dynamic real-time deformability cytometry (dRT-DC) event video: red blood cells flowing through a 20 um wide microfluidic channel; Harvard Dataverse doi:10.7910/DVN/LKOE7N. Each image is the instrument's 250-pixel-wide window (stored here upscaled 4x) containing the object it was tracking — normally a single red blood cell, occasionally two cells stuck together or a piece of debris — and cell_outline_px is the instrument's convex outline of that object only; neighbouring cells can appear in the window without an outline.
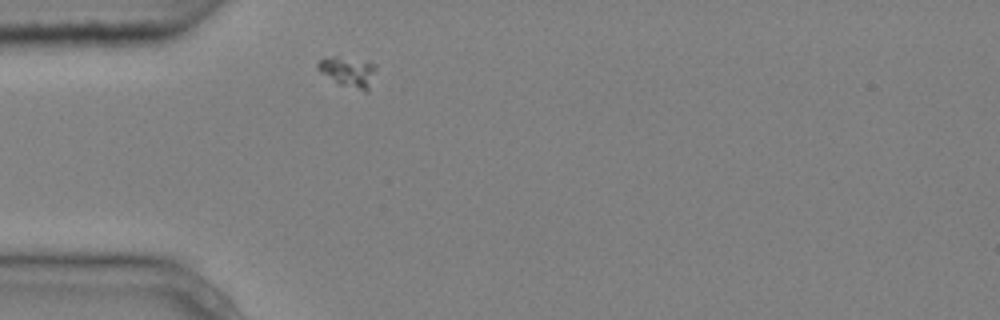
{"species": "common noctule bat (a hibernating species)", "species_latin": "Nyctalus noctula", "temperature_condition": "cold", "stored_images_in_passage": 1, "camera_frame_rate_fps": 3000, "um_per_image_px": 0.085, "animal": {"sex": "male", "body_mass_g": 20.4}, "frame": {"image": 1, "passage_image": 1, "time_ms": 0.0, "image_size_px": [1000, 320], "cell_outline_px": [[376, 68], [368, 92], [364, 92], [340, 84], [320, 72], [316, 68], [316, 64], [324, 56], [336, 56], [376, 64]], "centroid_in_image_um": [29.58, 6.11], "position_along_channel_um": 55.4, "area_um2": 10.17}}